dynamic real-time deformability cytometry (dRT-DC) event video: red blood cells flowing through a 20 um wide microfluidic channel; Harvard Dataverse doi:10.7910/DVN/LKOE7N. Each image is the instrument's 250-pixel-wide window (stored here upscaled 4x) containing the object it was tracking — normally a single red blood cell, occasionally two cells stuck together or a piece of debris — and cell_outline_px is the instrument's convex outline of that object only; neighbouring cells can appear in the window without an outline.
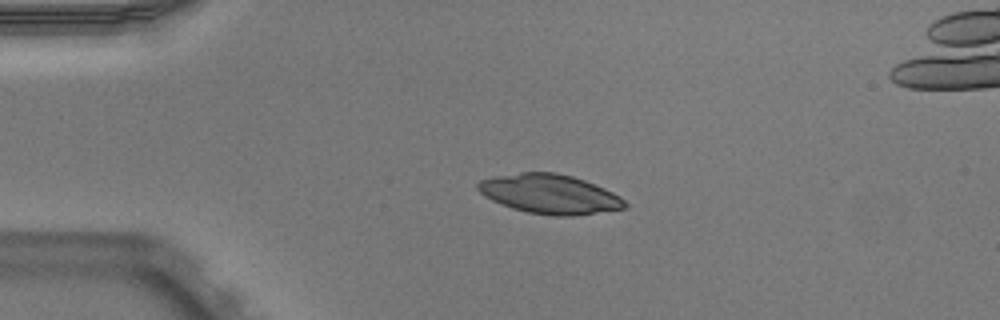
{"species": "Egyptian fruit bat (a non-hibernating species)", "species_latin": "Rousettus aegyptiacus", "temperature_condition": "warm", "stored_images_in_passage": 42, "camera_frame_rate_fps": 3000, "um_per_image_px": 0.085, "animal": {"sex": "male"}, "frame": {"image": 1, "passage_image": 1, "time_ms": 0.0, "image_size_px": [1000, 320], "cell_outline_px": [[628, 208], [572, 216], [556, 216], [528, 212], [512, 208], [492, 200], [484, 196], [476, 188], [476, 184], [480, 180], [492, 176], [520, 172], [556, 172], [572, 176], [584, 180], [604, 188], [620, 196], [628, 204]], "centroid_in_image_um": [46.72, 16.48], "position_along_channel_um": 38.3, "area_um2": 33.81}}
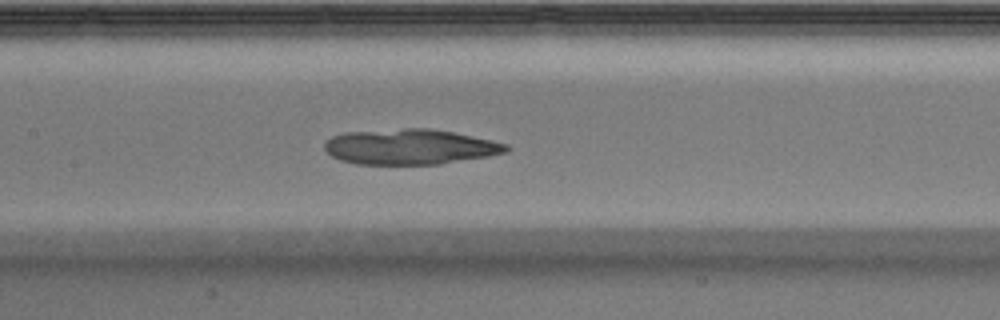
{"frame": {"image": 2, "passage_image": 14, "time_ms": 4.333, "image_size_px": [1000, 320], "cell_outline_px": [[512, 148], [508, 152], [488, 156], [440, 164], [356, 164], [340, 160], [332, 156], [324, 148], [324, 144], [332, 136], [344, 132], [404, 128], [432, 128], [492, 140], [508, 144]], "centroid_in_image_um": [34.87, 12.47], "position_along_channel_um": 172.5, "area_um2": 37.57}}
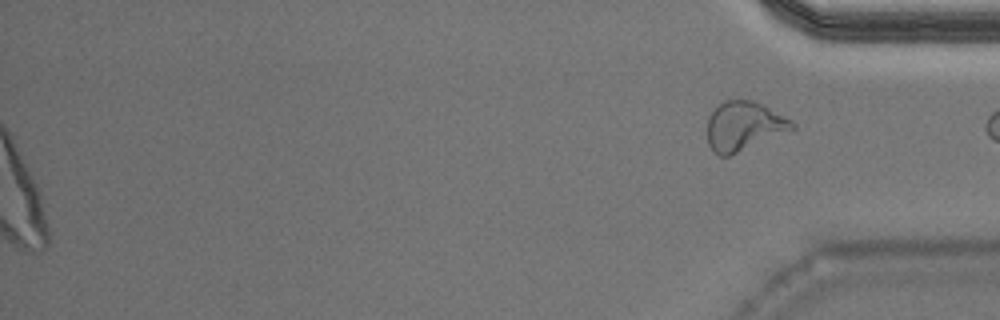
{"frame": {"image": 3, "passage_image": 42, "time_ms": 13.667, "image_size_px": [1000, 320], "cell_outline_px": [[796, 128], [728, 156], [720, 156], [712, 152], [708, 144], [708, 116], [724, 100], [752, 100], [792, 120], [796, 124]], "centroid_in_image_um": [63.21, 10.73], "position_along_channel_um": 372.0, "area_um2": 23.93}}